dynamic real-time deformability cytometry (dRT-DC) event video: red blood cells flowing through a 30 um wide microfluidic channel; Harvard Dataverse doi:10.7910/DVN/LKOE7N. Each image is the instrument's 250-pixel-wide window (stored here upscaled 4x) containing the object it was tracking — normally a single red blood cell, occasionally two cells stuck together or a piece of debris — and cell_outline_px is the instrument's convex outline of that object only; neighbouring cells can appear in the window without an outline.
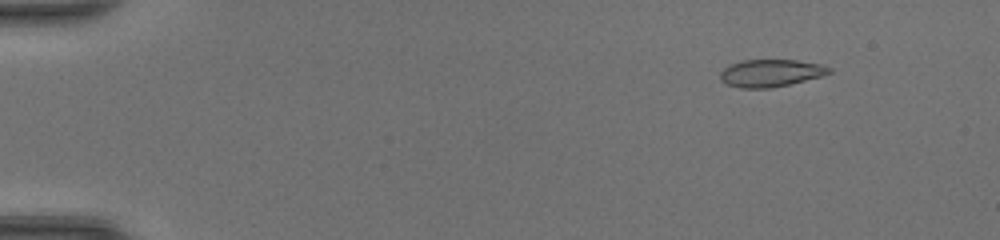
{"species": "common noctule bat (a hibernating species)", "species_latin": "Nyctalus noctula", "temperature_condition": "room temperature", "stored_images_in_passage": 48, "camera_frame_rate_fps": 3000, "um_per_image_px": 0.085, "animal": {"sex": "female", "body_mass_g": 20.0, "forearm_length_mm": 54.0}, "frame": {"image": 1, "passage_image": 6, "time_ms": 1.667, "image_size_px": [1000, 240], "cell_outline_px": [[832, 72], [820, 76], [788, 84], [768, 88], [740, 88], [728, 84], [720, 80], [720, 72], [728, 64], [740, 60], [796, 60], [820, 64], [832, 68]], "centroid_in_image_um": [65.47, 6.2], "position_along_channel_um": 19.5, "area_um2": 17.28}}
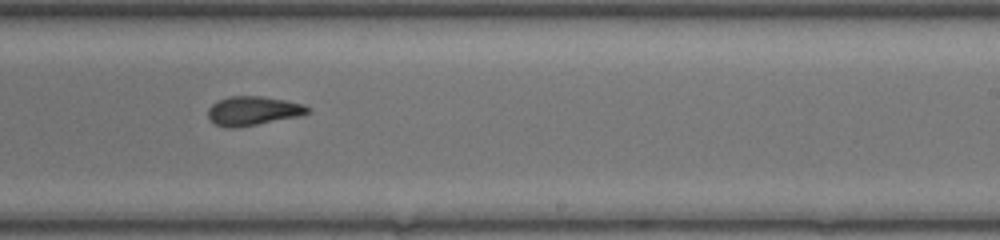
{"frame": {"image": 2, "passage_image": 31, "time_ms": 10.0, "image_size_px": [1000, 240], "cell_outline_px": [[312, 112], [300, 116], [236, 128], [228, 128], [216, 124], [208, 116], [208, 108], [216, 100], [228, 96], [260, 96], [284, 100], [304, 104], [312, 108]], "centroid_in_image_um": [21.53, 9.41], "position_along_channel_um": 267.5, "area_um2": 16.99}}
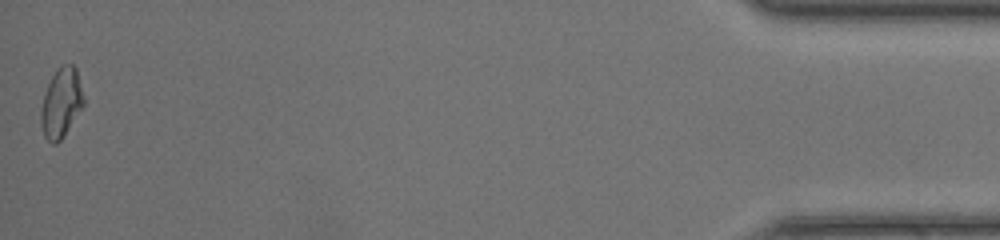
{"frame": {"image": 3, "passage_image": 48, "time_ms": 15.667, "image_size_px": [1000, 240], "cell_outline_px": [[84, 104], [60, 140], [56, 144], [52, 144], [44, 136], [40, 124], [40, 108], [44, 92], [56, 68], [60, 64], [72, 64], [76, 68], [84, 96]], "centroid_in_image_um": [5.18, 8.71], "position_along_channel_um": 430.0, "area_um2": 17.34}, "authors_computed_cell_mechanics": {"area_um2": 17.2533, "velocity_mm_per_s": 4.4172, "shape_relaxation_time_tau1_ms": 6.5039, "shape_relaxation_time_tau2_ms": 1.4925, "deformation_change_tau1": 0.1983, "deformation_change_tau2": 0.0752}}